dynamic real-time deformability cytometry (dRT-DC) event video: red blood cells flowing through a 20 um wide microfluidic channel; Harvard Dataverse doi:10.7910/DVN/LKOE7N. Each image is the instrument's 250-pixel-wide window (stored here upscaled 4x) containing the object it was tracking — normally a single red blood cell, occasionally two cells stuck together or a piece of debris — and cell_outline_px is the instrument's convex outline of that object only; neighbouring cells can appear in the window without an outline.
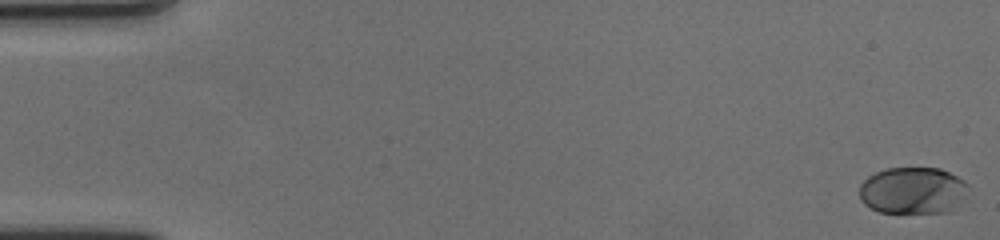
{"species": "human", "species_latin": "Homo sapiens", "temperature_condition": "cold", "stored_images_in_passage": 60, "camera_frame_rate_fps": 3000, "um_per_image_px": 0.085, "donor": {"sex": "female"}, "frame": {"image": 1, "passage_image": 1, "time_ms": 0.0, "image_size_px": [1000, 240], "cell_outline_px": [[968, 184], [960, 196], [948, 212], [880, 212], [864, 204], [860, 200], [860, 184], [868, 176], [884, 168], [940, 168], [964, 180]], "centroid_in_image_um": [77.49, 16.17], "position_along_channel_um": 7.5, "area_um2": 29.02}}
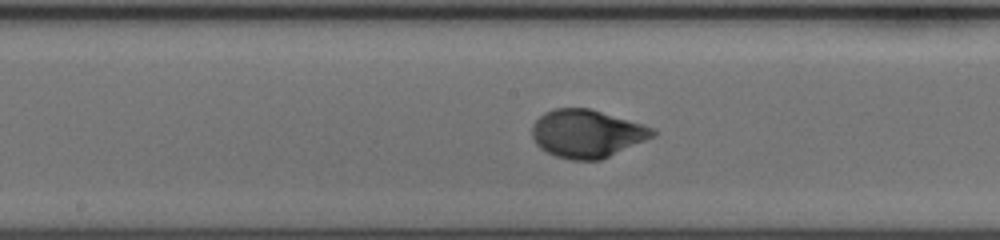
{"frame": {"image": 2, "passage_image": 32, "time_ms": 10.333, "image_size_px": [1000, 240], "cell_outline_px": [[656, 136], [600, 160], [572, 160], [556, 156], [540, 148], [536, 144], [532, 136], [532, 124], [544, 112], [556, 108], [588, 108], [640, 124], [652, 128], [656, 132]], "centroid_in_image_um": [49.85, 11.36], "position_along_channel_um": 198.3, "area_um2": 33.35}}
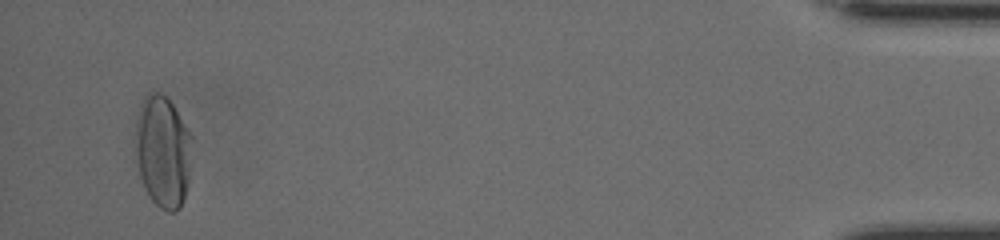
{"frame": {"image": 3, "passage_image": 58, "time_ms": 19.0, "image_size_px": [1000, 240], "cell_outline_px": [[192, 136], [188, 184], [180, 208], [176, 212], [168, 212], [160, 208], [148, 196], [140, 176], [136, 156], [136, 124], [144, 96], [152, 92], [160, 92], [172, 104]], "centroid_in_image_um": [13.85, 12.91], "position_along_channel_um": 421.4, "area_um2": 36.53}, "authors_computed_cell_mechanics": {"area_um2": 32.3391, "velocity_mm_per_s": 3.4871, "shape_relaxation_time_tau1_ms": 3.9861, "shape_relaxation_time_tau2_ms": null, "deformation_change_tau1": 0.198, "deformation_change_tau2": null}}